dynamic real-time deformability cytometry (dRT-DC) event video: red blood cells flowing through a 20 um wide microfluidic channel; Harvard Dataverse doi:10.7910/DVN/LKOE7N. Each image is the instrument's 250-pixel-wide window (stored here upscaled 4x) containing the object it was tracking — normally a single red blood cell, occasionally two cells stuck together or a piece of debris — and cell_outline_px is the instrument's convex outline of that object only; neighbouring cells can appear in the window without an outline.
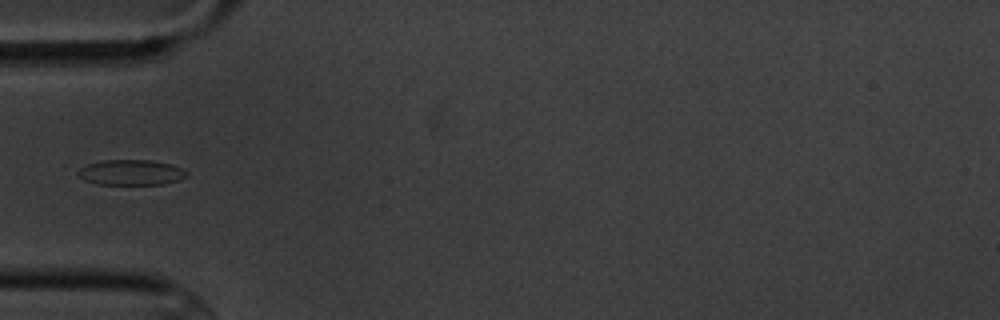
{"species": "common noctule bat (a hibernating species)", "species_latin": "Nyctalus noctula", "temperature_condition": "cold", "stored_images_in_passage": 9, "camera_frame_rate_fps": 3000, "um_per_image_px": 0.085, "animal": {"sex": "male", "body_mass_g": 20.1, "forearm_length_mm": 53.5}, "frame": {"image": 1, "passage_image": 4, "time_ms": 3.333, "image_size_px": [1000, 320], "cell_outline_px": [[188, 176], [180, 180], [164, 184], [96, 184], [84, 180], [76, 172], [80, 168], [88, 164], [104, 160], [152, 160], [172, 164], [188, 172]], "centroid_in_image_um": [11.17, 14.66], "position_along_channel_um": 73.8, "area_um2": 16.13}}
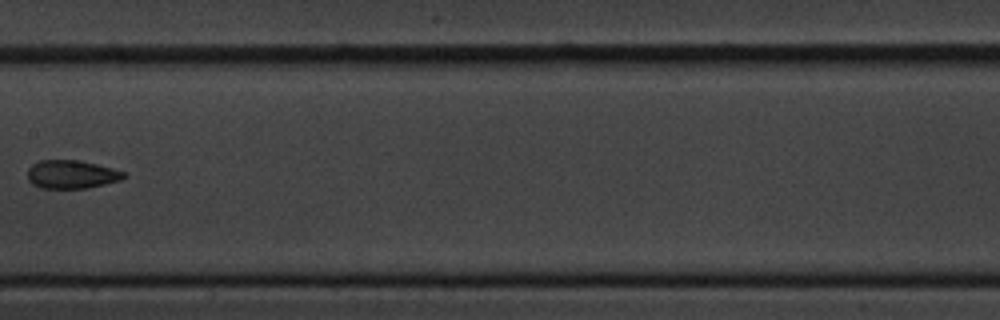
{"frame": {"image": 2, "passage_image": 7, "time_ms": 7.0, "image_size_px": [1000, 320], "cell_outline_px": [[124, 176], [120, 180], [88, 188], [40, 188], [32, 184], [28, 180], [28, 168], [32, 164], [40, 160], [80, 160], [112, 168], [124, 172]], "centroid_in_image_um": [6.04, 14.82], "position_along_channel_um": 201.4, "area_um2": 15.84}}
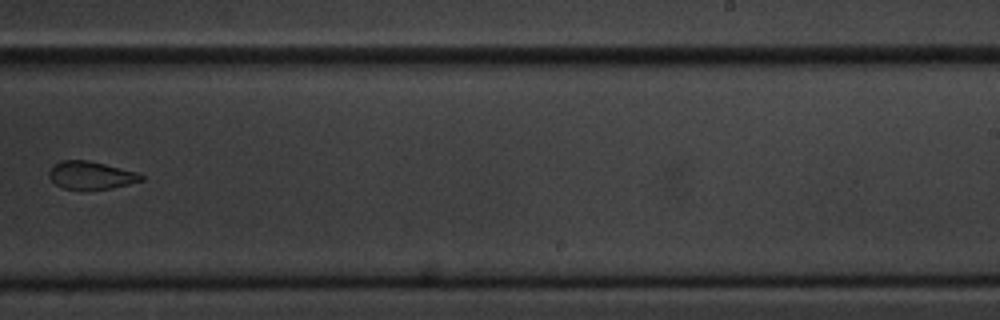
{"frame": {"image": 3, "passage_image": 9, "time_ms": 9.333, "image_size_px": [1000, 320], "cell_outline_px": [[144, 180], [128, 184], [108, 188], [64, 188], [56, 184], [48, 176], [48, 172], [52, 164], [60, 160], [88, 160], [140, 172], [144, 176]], "centroid_in_image_um": [7.74, 14.86], "position_along_channel_um": 281.3, "area_um2": 14.85}}